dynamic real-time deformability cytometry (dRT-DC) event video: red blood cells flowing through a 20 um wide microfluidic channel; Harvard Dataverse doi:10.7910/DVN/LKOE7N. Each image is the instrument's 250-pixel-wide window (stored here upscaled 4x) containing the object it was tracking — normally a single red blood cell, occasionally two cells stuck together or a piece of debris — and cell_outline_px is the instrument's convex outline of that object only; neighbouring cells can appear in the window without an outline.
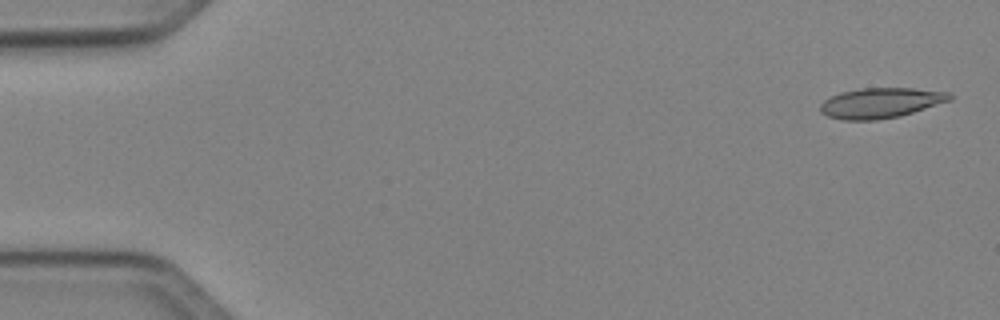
{"species": "Egyptian fruit bat (a non-hibernating species)", "species_latin": "Rousettus aegyptiacus", "temperature_condition": "cold", "stored_images_in_passage": 50, "camera_frame_rate_fps": 3000, "um_per_image_px": 0.085, "animal": {"sex": "female"}, "frame": {"image": 1, "passage_image": 2, "time_ms": 0.333, "image_size_px": [1000, 320], "cell_outline_px": [[952, 100], [900, 116], [876, 120], [844, 120], [828, 116], [820, 112], [820, 104], [824, 100], [840, 92], [860, 88], [912, 88], [952, 92]], "centroid_in_image_um": [74.88, 8.74], "position_along_channel_um": 10.1, "area_um2": 22.89}}
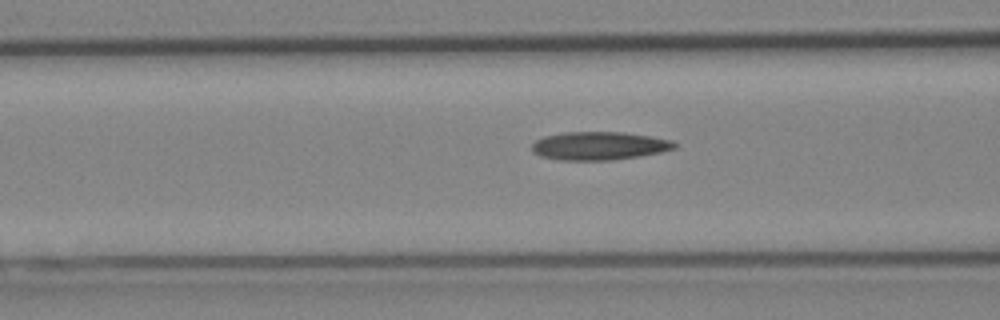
{"frame": {"image": 2, "passage_image": 20, "time_ms": 6.333, "image_size_px": [1000, 320], "cell_outline_px": [[676, 148], [660, 152], [640, 156], [612, 160], [560, 160], [540, 156], [532, 152], [532, 144], [536, 140], [544, 136], [564, 132], [624, 132], [652, 136], [672, 140], [676, 144]], "centroid_in_image_um": [50.93, 12.39], "position_along_channel_um": 115.7, "area_um2": 23.58}}
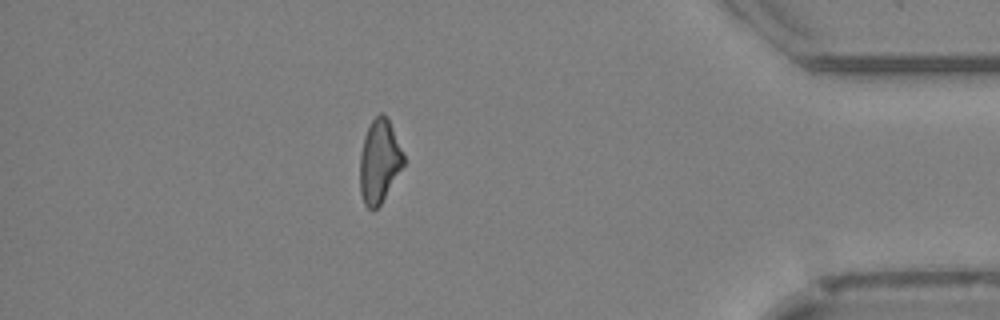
{"frame": {"image": 3, "passage_image": 44, "time_ms": 14.333, "image_size_px": [1000, 320], "cell_outline_px": [[404, 164], [380, 204], [372, 212], [364, 204], [360, 192], [360, 156], [364, 136], [372, 120], [380, 112], [388, 116], [404, 156]], "centroid_in_image_um": [32.23, 13.7], "position_along_channel_um": 403.0, "area_um2": 21.04}, "authors_computed_cell_mechanics": {"area_um2": 22.5998, "velocity_mm_per_s": 4.0935, "shape_relaxation_time_tau1_ms": null, "shape_relaxation_time_tau2_ms": 8.8884, "deformation_change_tau1": null, "deformation_change_tau2": 0.2253}}